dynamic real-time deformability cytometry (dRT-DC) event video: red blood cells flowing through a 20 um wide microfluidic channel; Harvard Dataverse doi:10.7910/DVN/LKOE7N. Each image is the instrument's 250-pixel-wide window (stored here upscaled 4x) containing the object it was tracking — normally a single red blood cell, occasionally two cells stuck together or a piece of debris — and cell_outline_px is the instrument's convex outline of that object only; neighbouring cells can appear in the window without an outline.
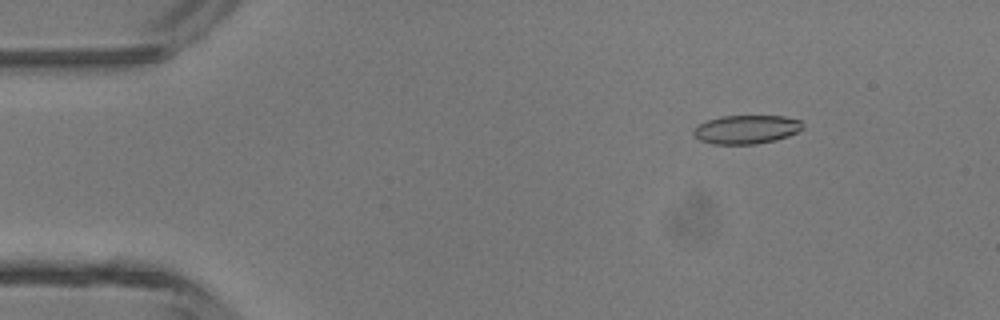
{"species": "common noctule bat (a hibernating species)", "species_latin": "Nyctalus noctula", "temperature_condition": "room temperature", "stored_images_in_passage": 47, "camera_frame_rate_fps": 3000, "um_per_image_px": 0.085, "animal": {"sex": "male", "body_mass_g": 13.3}, "frame": {"image": 1, "passage_image": 7, "time_ms": 2.0, "image_size_px": [1000, 320], "cell_outline_px": [[804, 128], [788, 136], [776, 140], [756, 144], [712, 144], [700, 140], [692, 132], [700, 124], [708, 120], [720, 116], [784, 116], [800, 120], [804, 124]], "centroid_in_image_um": [63.48, 11.0], "position_along_channel_um": 21.5, "area_um2": 18.21}}
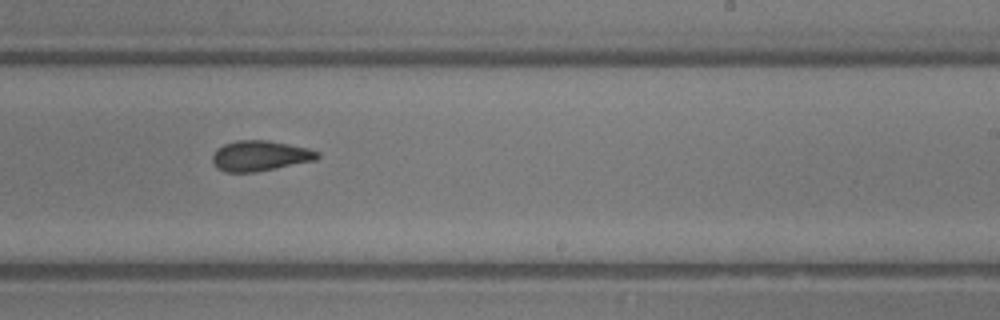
{"frame": {"image": 2, "passage_image": 29, "time_ms": 9.333, "image_size_px": [1000, 320], "cell_outline_px": [[320, 156], [316, 160], [256, 172], [224, 172], [216, 168], [212, 164], [212, 156], [216, 148], [224, 144], [236, 140], [268, 140], [308, 148], [320, 152]], "centroid_in_image_um": [22.07, 13.24], "position_along_channel_um": 266.9, "area_um2": 18.79}}
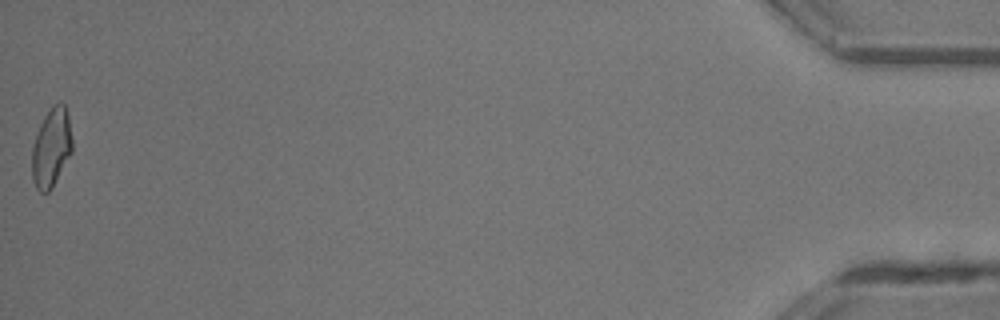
{"frame": {"image": 3, "passage_image": 47, "time_ms": 15.333, "image_size_px": [1000, 320], "cell_outline_px": [[72, 152], [52, 188], [48, 192], [40, 192], [36, 188], [32, 180], [32, 144], [40, 124], [44, 116], [52, 104], [60, 100], [64, 104], [68, 116], [72, 140]], "centroid_in_image_um": [4.35, 12.53], "position_along_channel_um": 430.8, "area_um2": 18.67}, "authors_computed_cell_mechanics": {"area_um2": 18.785, "velocity_mm_per_s": 4.4696, "shape_relaxation_time_tau1_ms": 10.9006, "shape_relaxation_time_tau2_ms": 1.7631, "deformation_change_tau1": 0.2183, "deformation_change_tau2": 0.092}}